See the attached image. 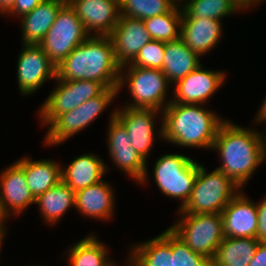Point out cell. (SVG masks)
<instances>
[{"label": "cell", "instance_id": "83f0119b", "mask_svg": "<svg viewBox=\"0 0 266 266\" xmlns=\"http://www.w3.org/2000/svg\"><path fill=\"white\" fill-rule=\"evenodd\" d=\"M106 246L96 235L90 233L68 248L69 266H110L113 262L107 257Z\"/></svg>", "mask_w": 266, "mask_h": 266}, {"label": "cell", "instance_id": "44dd1931", "mask_svg": "<svg viewBox=\"0 0 266 266\" xmlns=\"http://www.w3.org/2000/svg\"><path fill=\"white\" fill-rule=\"evenodd\" d=\"M66 3L43 0L34 10L20 17L22 44L39 45Z\"/></svg>", "mask_w": 266, "mask_h": 266}, {"label": "cell", "instance_id": "f1b7e54d", "mask_svg": "<svg viewBox=\"0 0 266 266\" xmlns=\"http://www.w3.org/2000/svg\"><path fill=\"white\" fill-rule=\"evenodd\" d=\"M152 40L171 42L180 38L182 7L180 2L168 13L143 20Z\"/></svg>", "mask_w": 266, "mask_h": 266}, {"label": "cell", "instance_id": "603a6c76", "mask_svg": "<svg viewBox=\"0 0 266 266\" xmlns=\"http://www.w3.org/2000/svg\"><path fill=\"white\" fill-rule=\"evenodd\" d=\"M16 162L23 168L26 183L35 199L62 180L63 166L52 159L32 160L24 156Z\"/></svg>", "mask_w": 266, "mask_h": 266}, {"label": "cell", "instance_id": "d590c367", "mask_svg": "<svg viewBox=\"0 0 266 266\" xmlns=\"http://www.w3.org/2000/svg\"><path fill=\"white\" fill-rule=\"evenodd\" d=\"M248 266H266V242H259Z\"/></svg>", "mask_w": 266, "mask_h": 266}, {"label": "cell", "instance_id": "d4e9b609", "mask_svg": "<svg viewBox=\"0 0 266 266\" xmlns=\"http://www.w3.org/2000/svg\"><path fill=\"white\" fill-rule=\"evenodd\" d=\"M129 255L136 266H173L171 230L168 228L151 240L134 244Z\"/></svg>", "mask_w": 266, "mask_h": 266}, {"label": "cell", "instance_id": "9a60e30c", "mask_svg": "<svg viewBox=\"0 0 266 266\" xmlns=\"http://www.w3.org/2000/svg\"><path fill=\"white\" fill-rule=\"evenodd\" d=\"M32 204L35 198L28 188L23 168L17 162L10 164L0 174L1 215L9 220L10 215L18 216Z\"/></svg>", "mask_w": 266, "mask_h": 266}, {"label": "cell", "instance_id": "7402d4cb", "mask_svg": "<svg viewBox=\"0 0 266 266\" xmlns=\"http://www.w3.org/2000/svg\"><path fill=\"white\" fill-rule=\"evenodd\" d=\"M108 167L99 155L86 153L62 168V180L75 192L102 181Z\"/></svg>", "mask_w": 266, "mask_h": 266}, {"label": "cell", "instance_id": "5bb4252c", "mask_svg": "<svg viewBox=\"0 0 266 266\" xmlns=\"http://www.w3.org/2000/svg\"><path fill=\"white\" fill-rule=\"evenodd\" d=\"M202 64L184 78L178 80L171 102L179 104H206L216 93L226 79L224 71L203 69Z\"/></svg>", "mask_w": 266, "mask_h": 266}, {"label": "cell", "instance_id": "60d3db41", "mask_svg": "<svg viewBox=\"0 0 266 266\" xmlns=\"http://www.w3.org/2000/svg\"><path fill=\"white\" fill-rule=\"evenodd\" d=\"M126 261H128L127 262L128 266H136V263H135L134 259L130 255H128V258H127ZM110 266H118V265H116V263H114V261H113V263Z\"/></svg>", "mask_w": 266, "mask_h": 266}, {"label": "cell", "instance_id": "d6986e66", "mask_svg": "<svg viewBox=\"0 0 266 266\" xmlns=\"http://www.w3.org/2000/svg\"><path fill=\"white\" fill-rule=\"evenodd\" d=\"M221 24L222 21L211 18H182L180 39L202 57L220 42Z\"/></svg>", "mask_w": 266, "mask_h": 266}, {"label": "cell", "instance_id": "f546056e", "mask_svg": "<svg viewBox=\"0 0 266 266\" xmlns=\"http://www.w3.org/2000/svg\"><path fill=\"white\" fill-rule=\"evenodd\" d=\"M182 18H211L222 21L226 16L238 13L229 0H180Z\"/></svg>", "mask_w": 266, "mask_h": 266}, {"label": "cell", "instance_id": "f6af8a7d", "mask_svg": "<svg viewBox=\"0 0 266 266\" xmlns=\"http://www.w3.org/2000/svg\"><path fill=\"white\" fill-rule=\"evenodd\" d=\"M60 1H62L64 3H70L72 0H60Z\"/></svg>", "mask_w": 266, "mask_h": 266}, {"label": "cell", "instance_id": "8d00e7d4", "mask_svg": "<svg viewBox=\"0 0 266 266\" xmlns=\"http://www.w3.org/2000/svg\"><path fill=\"white\" fill-rule=\"evenodd\" d=\"M260 110L257 112V115L254 118V122L256 124L266 123V97L264 98V101L262 102ZM261 122V123H259Z\"/></svg>", "mask_w": 266, "mask_h": 266}, {"label": "cell", "instance_id": "d6a6232c", "mask_svg": "<svg viewBox=\"0 0 266 266\" xmlns=\"http://www.w3.org/2000/svg\"><path fill=\"white\" fill-rule=\"evenodd\" d=\"M164 51L165 42L151 40L139 51L137 56L128 64L138 67L162 69Z\"/></svg>", "mask_w": 266, "mask_h": 266}, {"label": "cell", "instance_id": "f35d334b", "mask_svg": "<svg viewBox=\"0 0 266 266\" xmlns=\"http://www.w3.org/2000/svg\"><path fill=\"white\" fill-rule=\"evenodd\" d=\"M15 0H0V15L6 14L14 5Z\"/></svg>", "mask_w": 266, "mask_h": 266}, {"label": "cell", "instance_id": "7bdbcfd3", "mask_svg": "<svg viewBox=\"0 0 266 266\" xmlns=\"http://www.w3.org/2000/svg\"><path fill=\"white\" fill-rule=\"evenodd\" d=\"M7 232H0V249L2 247V243H3V238L5 237Z\"/></svg>", "mask_w": 266, "mask_h": 266}, {"label": "cell", "instance_id": "9c48e42d", "mask_svg": "<svg viewBox=\"0 0 266 266\" xmlns=\"http://www.w3.org/2000/svg\"><path fill=\"white\" fill-rule=\"evenodd\" d=\"M89 36L75 10L66 3L39 45L56 67Z\"/></svg>", "mask_w": 266, "mask_h": 266}, {"label": "cell", "instance_id": "52a82bcc", "mask_svg": "<svg viewBox=\"0 0 266 266\" xmlns=\"http://www.w3.org/2000/svg\"><path fill=\"white\" fill-rule=\"evenodd\" d=\"M153 177L167 197L181 200V210L188 201L198 174V162L183 154H166L155 161Z\"/></svg>", "mask_w": 266, "mask_h": 266}, {"label": "cell", "instance_id": "7c38bea8", "mask_svg": "<svg viewBox=\"0 0 266 266\" xmlns=\"http://www.w3.org/2000/svg\"><path fill=\"white\" fill-rule=\"evenodd\" d=\"M17 60V82L21 95H32L47 82L55 80L56 67L40 45L22 44Z\"/></svg>", "mask_w": 266, "mask_h": 266}, {"label": "cell", "instance_id": "3957f363", "mask_svg": "<svg viewBox=\"0 0 266 266\" xmlns=\"http://www.w3.org/2000/svg\"><path fill=\"white\" fill-rule=\"evenodd\" d=\"M200 104L170 102L162 111V139L182 147L212 149L218 128L225 121Z\"/></svg>", "mask_w": 266, "mask_h": 266}, {"label": "cell", "instance_id": "8fae6325", "mask_svg": "<svg viewBox=\"0 0 266 266\" xmlns=\"http://www.w3.org/2000/svg\"><path fill=\"white\" fill-rule=\"evenodd\" d=\"M111 113L107 129L109 156L120 171L122 170L125 175L144 185L148 179L147 163L132 147L126 128L115 117V109Z\"/></svg>", "mask_w": 266, "mask_h": 266}, {"label": "cell", "instance_id": "ffe728a7", "mask_svg": "<svg viewBox=\"0 0 266 266\" xmlns=\"http://www.w3.org/2000/svg\"><path fill=\"white\" fill-rule=\"evenodd\" d=\"M114 189L102 180L75 192V208L77 212L96 220H110L114 213Z\"/></svg>", "mask_w": 266, "mask_h": 266}, {"label": "cell", "instance_id": "836d02e7", "mask_svg": "<svg viewBox=\"0 0 266 266\" xmlns=\"http://www.w3.org/2000/svg\"><path fill=\"white\" fill-rule=\"evenodd\" d=\"M43 0H15L13 7L5 14L22 17L34 10Z\"/></svg>", "mask_w": 266, "mask_h": 266}, {"label": "cell", "instance_id": "7a4b0ae2", "mask_svg": "<svg viewBox=\"0 0 266 266\" xmlns=\"http://www.w3.org/2000/svg\"><path fill=\"white\" fill-rule=\"evenodd\" d=\"M120 71L110 36L90 35L56 66V78L94 80L105 88H117Z\"/></svg>", "mask_w": 266, "mask_h": 266}, {"label": "cell", "instance_id": "ac0fdd59", "mask_svg": "<svg viewBox=\"0 0 266 266\" xmlns=\"http://www.w3.org/2000/svg\"><path fill=\"white\" fill-rule=\"evenodd\" d=\"M117 62L122 66L130 63L139 51L152 40L144 21L120 15L119 21L109 35Z\"/></svg>", "mask_w": 266, "mask_h": 266}, {"label": "cell", "instance_id": "484cf974", "mask_svg": "<svg viewBox=\"0 0 266 266\" xmlns=\"http://www.w3.org/2000/svg\"><path fill=\"white\" fill-rule=\"evenodd\" d=\"M35 204L39 206L42 219L48 225H53L60 221L68 209L75 207V191L61 180L57 185L39 195L35 199Z\"/></svg>", "mask_w": 266, "mask_h": 266}, {"label": "cell", "instance_id": "30bf717a", "mask_svg": "<svg viewBox=\"0 0 266 266\" xmlns=\"http://www.w3.org/2000/svg\"><path fill=\"white\" fill-rule=\"evenodd\" d=\"M55 82L56 87L38 111L39 120L45 126H49L60 114L75 109L106 89L100 82L94 80L67 81L55 78Z\"/></svg>", "mask_w": 266, "mask_h": 266}, {"label": "cell", "instance_id": "277c9868", "mask_svg": "<svg viewBox=\"0 0 266 266\" xmlns=\"http://www.w3.org/2000/svg\"><path fill=\"white\" fill-rule=\"evenodd\" d=\"M242 188L219 169L208 173L198 163V174L191 195L179 214L221 213Z\"/></svg>", "mask_w": 266, "mask_h": 266}, {"label": "cell", "instance_id": "4dcf8cb0", "mask_svg": "<svg viewBox=\"0 0 266 266\" xmlns=\"http://www.w3.org/2000/svg\"><path fill=\"white\" fill-rule=\"evenodd\" d=\"M180 0H119L120 15L144 20L170 12Z\"/></svg>", "mask_w": 266, "mask_h": 266}, {"label": "cell", "instance_id": "5b68a950", "mask_svg": "<svg viewBox=\"0 0 266 266\" xmlns=\"http://www.w3.org/2000/svg\"><path fill=\"white\" fill-rule=\"evenodd\" d=\"M128 85L132 102L124 106L130 108L156 109L163 111L171 102L165 99L169 85L167 77L161 69L138 67L129 64L121 66L118 93L124 85Z\"/></svg>", "mask_w": 266, "mask_h": 266}, {"label": "cell", "instance_id": "6da1fadb", "mask_svg": "<svg viewBox=\"0 0 266 266\" xmlns=\"http://www.w3.org/2000/svg\"><path fill=\"white\" fill-rule=\"evenodd\" d=\"M261 133L225 120L218 128L212 151L220 155L217 167L244 188L258 166L266 160Z\"/></svg>", "mask_w": 266, "mask_h": 266}, {"label": "cell", "instance_id": "2e32d148", "mask_svg": "<svg viewBox=\"0 0 266 266\" xmlns=\"http://www.w3.org/2000/svg\"><path fill=\"white\" fill-rule=\"evenodd\" d=\"M69 5L90 35L109 36L119 21V0H72Z\"/></svg>", "mask_w": 266, "mask_h": 266}, {"label": "cell", "instance_id": "74e56055", "mask_svg": "<svg viewBox=\"0 0 266 266\" xmlns=\"http://www.w3.org/2000/svg\"><path fill=\"white\" fill-rule=\"evenodd\" d=\"M239 11L252 7V0H229Z\"/></svg>", "mask_w": 266, "mask_h": 266}, {"label": "cell", "instance_id": "1f68e13d", "mask_svg": "<svg viewBox=\"0 0 266 266\" xmlns=\"http://www.w3.org/2000/svg\"><path fill=\"white\" fill-rule=\"evenodd\" d=\"M173 266H214L213 261L192 251L171 231Z\"/></svg>", "mask_w": 266, "mask_h": 266}, {"label": "cell", "instance_id": "8992f818", "mask_svg": "<svg viewBox=\"0 0 266 266\" xmlns=\"http://www.w3.org/2000/svg\"><path fill=\"white\" fill-rule=\"evenodd\" d=\"M169 229L192 251L213 260L224 239L221 213L179 214Z\"/></svg>", "mask_w": 266, "mask_h": 266}, {"label": "cell", "instance_id": "4fadbf2b", "mask_svg": "<svg viewBox=\"0 0 266 266\" xmlns=\"http://www.w3.org/2000/svg\"><path fill=\"white\" fill-rule=\"evenodd\" d=\"M123 108V109H122ZM115 110V117L124 125L132 142V147L146 162L156 137H163L161 128L155 132V116L161 110L130 108L123 106ZM159 132V133H158ZM157 133V136L156 134Z\"/></svg>", "mask_w": 266, "mask_h": 266}, {"label": "cell", "instance_id": "ee69618b", "mask_svg": "<svg viewBox=\"0 0 266 266\" xmlns=\"http://www.w3.org/2000/svg\"><path fill=\"white\" fill-rule=\"evenodd\" d=\"M265 0H252V5H259L258 3H261Z\"/></svg>", "mask_w": 266, "mask_h": 266}, {"label": "cell", "instance_id": "ab89813d", "mask_svg": "<svg viewBox=\"0 0 266 266\" xmlns=\"http://www.w3.org/2000/svg\"><path fill=\"white\" fill-rule=\"evenodd\" d=\"M5 221V222H4ZM6 219L1 215V213H0V232H6L7 230H6Z\"/></svg>", "mask_w": 266, "mask_h": 266}, {"label": "cell", "instance_id": "ba28073f", "mask_svg": "<svg viewBox=\"0 0 266 266\" xmlns=\"http://www.w3.org/2000/svg\"><path fill=\"white\" fill-rule=\"evenodd\" d=\"M117 95V88H106L100 95L89 99L71 111L60 114L49 125L44 138L45 144L48 146L62 144L84 130L110 106Z\"/></svg>", "mask_w": 266, "mask_h": 266}, {"label": "cell", "instance_id": "4316f807", "mask_svg": "<svg viewBox=\"0 0 266 266\" xmlns=\"http://www.w3.org/2000/svg\"><path fill=\"white\" fill-rule=\"evenodd\" d=\"M259 241L256 238L224 237L213 258L214 266H248Z\"/></svg>", "mask_w": 266, "mask_h": 266}, {"label": "cell", "instance_id": "e575fe53", "mask_svg": "<svg viewBox=\"0 0 266 266\" xmlns=\"http://www.w3.org/2000/svg\"><path fill=\"white\" fill-rule=\"evenodd\" d=\"M264 197L263 200L256 203L258 214L256 239L259 242H266V196Z\"/></svg>", "mask_w": 266, "mask_h": 266}, {"label": "cell", "instance_id": "b9f144b4", "mask_svg": "<svg viewBox=\"0 0 266 266\" xmlns=\"http://www.w3.org/2000/svg\"><path fill=\"white\" fill-rule=\"evenodd\" d=\"M264 133H266V132H264ZM261 136H262L261 138H262L263 149L265 151V156H266V135L261 133Z\"/></svg>", "mask_w": 266, "mask_h": 266}, {"label": "cell", "instance_id": "e0dca14e", "mask_svg": "<svg viewBox=\"0 0 266 266\" xmlns=\"http://www.w3.org/2000/svg\"><path fill=\"white\" fill-rule=\"evenodd\" d=\"M244 194L241 190L221 212L224 237L256 238L257 205Z\"/></svg>", "mask_w": 266, "mask_h": 266}, {"label": "cell", "instance_id": "cb8c5ba5", "mask_svg": "<svg viewBox=\"0 0 266 266\" xmlns=\"http://www.w3.org/2000/svg\"><path fill=\"white\" fill-rule=\"evenodd\" d=\"M200 55L192 51L180 38L165 42L162 71L168 81L174 85L200 65Z\"/></svg>", "mask_w": 266, "mask_h": 266}]
</instances>
